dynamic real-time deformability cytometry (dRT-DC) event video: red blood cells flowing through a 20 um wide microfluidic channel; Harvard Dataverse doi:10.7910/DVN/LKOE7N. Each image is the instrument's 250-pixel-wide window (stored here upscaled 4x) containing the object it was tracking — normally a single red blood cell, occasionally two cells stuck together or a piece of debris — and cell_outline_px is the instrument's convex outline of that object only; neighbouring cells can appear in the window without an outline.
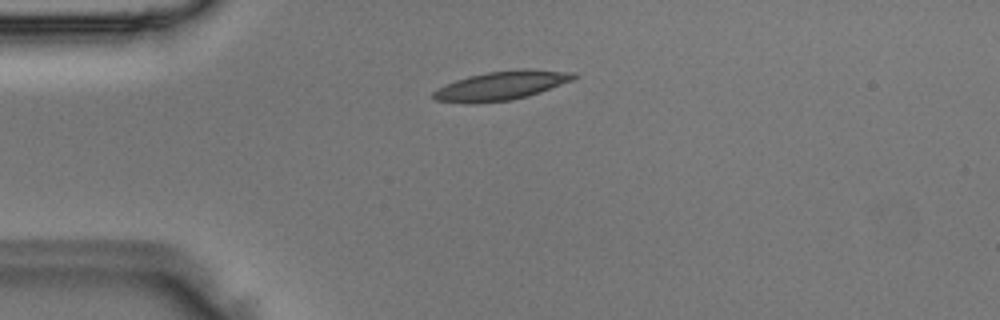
{"species": "Egyptian fruit bat (a non-hibernating species)", "species_latin": "Rousettus aegyptiacus", "temperature_condition": "room temperature", "stored_images_in_passage": 3, "camera_frame_rate_fps": 3000, "um_per_image_px": 0.085, "animal": {"sex": "male"}, "frame": {"image": 1, "passage_image": 3, "time_ms": 0.667, "image_size_px": [1000, 320], "cell_outline_px": [[580, 76], [572, 80], [540, 92], [528, 96], [512, 100], [472, 104], [436, 100], [432, 96], [432, 92], [456, 80], [468, 76], [488, 72], [524, 68], [528, 68], [572, 72]], "centroid_in_image_um": [42.65, 7.27], "position_along_channel_um": 42.4, "area_um2": 23.64}}